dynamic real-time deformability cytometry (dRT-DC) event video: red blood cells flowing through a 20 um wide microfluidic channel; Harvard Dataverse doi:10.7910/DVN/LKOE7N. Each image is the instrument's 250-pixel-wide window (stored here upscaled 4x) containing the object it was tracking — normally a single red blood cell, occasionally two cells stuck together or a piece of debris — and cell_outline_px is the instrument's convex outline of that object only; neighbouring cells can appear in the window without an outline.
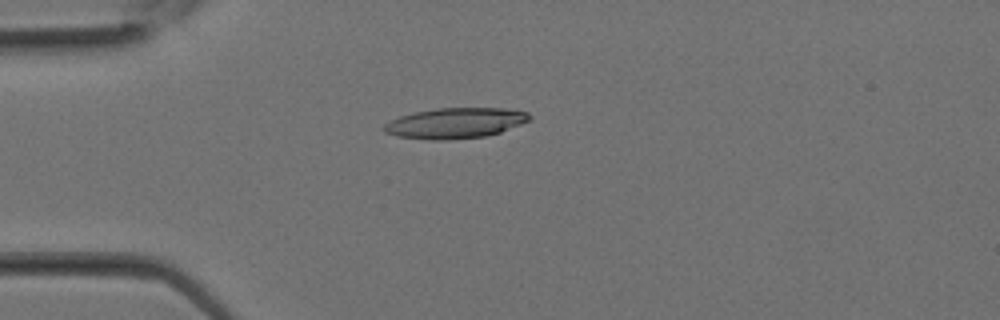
{"species": "Egyptian fruit bat (a non-hibernating species)", "species_latin": "Rousettus aegyptiacus", "temperature_condition": "room temperature", "stored_images_in_passage": 9, "camera_frame_rate_fps": 3000, "um_per_image_px": 0.085, "animal": {"sex": "female"}, "frame": {"image": 1, "passage_image": 6, "time_ms": 1.667, "image_size_px": [1000, 320], "cell_outline_px": [[532, 116], [528, 120], [520, 124], [500, 132], [488, 136], [448, 140], [432, 140], [396, 136], [384, 132], [380, 128], [384, 124], [400, 116], [416, 112], [436, 108], [504, 108], [528, 112]], "centroid_in_image_um": [38.67, 10.47], "position_along_channel_um": 46.3, "area_um2": 25.89}}
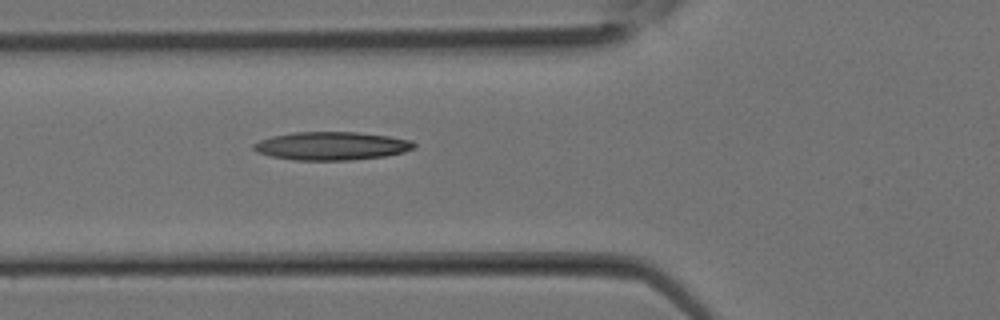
{"frame": {"image": 2, "passage_image": 9, "time_ms": 2.667, "image_size_px": [1000, 320], "cell_outline_px": [[416, 148], [404, 152], [384, 156], [348, 160], [296, 160], [272, 156], [256, 152], [252, 148], [252, 144], [260, 140], [272, 136], [292, 132], [356, 132], [388, 136], [412, 140], [416, 144]], "centroid_in_image_um": [28.18, 12.4], "position_along_channel_um": 97.6, "area_um2": 26.41}}